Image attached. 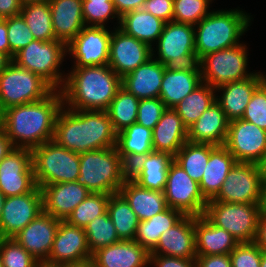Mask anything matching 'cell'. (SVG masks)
<instances>
[{
	"label": "cell",
	"mask_w": 266,
	"mask_h": 267,
	"mask_svg": "<svg viewBox=\"0 0 266 267\" xmlns=\"http://www.w3.org/2000/svg\"><path fill=\"white\" fill-rule=\"evenodd\" d=\"M62 106L60 90H53L36 102L11 106L1 112V130L14 148L33 150L53 140L56 117Z\"/></svg>",
	"instance_id": "cell-1"
},
{
	"label": "cell",
	"mask_w": 266,
	"mask_h": 267,
	"mask_svg": "<svg viewBox=\"0 0 266 267\" xmlns=\"http://www.w3.org/2000/svg\"><path fill=\"white\" fill-rule=\"evenodd\" d=\"M53 141L80 154L115 147L117 133L106 111L73 110L63 105L56 117Z\"/></svg>",
	"instance_id": "cell-2"
},
{
	"label": "cell",
	"mask_w": 266,
	"mask_h": 267,
	"mask_svg": "<svg viewBox=\"0 0 266 267\" xmlns=\"http://www.w3.org/2000/svg\"><path fill=\"white\" fill-rule=\"evenodd\" d=\"M65 77L63 105L73 110L106 111L122 87L121 77L109 65L73 67Z\"/></svg>",
	"instance_id": "cell-3"
},
{
	"label": "cell",
	"mask_w": 266,
	"mask_h": 267,
	"mask_svg": "<svg viewBox=\"0 0 266 267\" xmlns=\"http://www.w3.org/2000/svg\"><path fill=\"white\" fill-rule=\"evenodd\" d=\"M251 23L250 15L238 9L210 12L195 30V52L200 58L240 43L239 39ZM197 27V28H196Z\"/></svg>",
	"instance_id": "cell-4"
},
{
	"label": "cell",
	"mask_w": 266,
	"mask_h": 267,
	"mask_svg": "<svg viewBox=\"0 0 266 267\" xmlns=\"http://www.w3.org/2000/svg\"><path fill=\"white\" fill-rule=\"evenodd\" d=\"M80 168L76 182L91 193L115 194L128 177L117 147L91 150L79 154Z\"/></svg>",
	"instance_id": "cell-5"
},
{
	"label": "cell",
	"mask_w": 266,
	"mask_h": 267,
	"mask_svg": "<svg viewBox=\"0 0 266 267\" xmlns=\"http://www.w3.org/2000/svg\"><path fill=\"white\" fill-rule=\"evenodd\" d=\"M194 25L170 21L164 24L155 43L158 58L166 70L201 72V58L195 52Z\"/></svg>",
	"instance_id": "cell-6"
},
{
	"label": "cell",
	"mask_w": 266,
	"mask_h": 267,
	"mask_svg": "<svg viewBox=\"0 0 266 267\" xmlns=\"http://www.w3.org/2000/svg\"><path fill=\"white\" fill-rule=\"evenodd\" d=\"M36 186L76 181L79 175V154L55 141H47L32 150Z\"/></svg>",
	"instance_id": "cell-7"
},
{
	"label": "cell",
	"mask_w": 266,
	"mask_h": 267,
	"mask_svg": "<svg viewBox=\"0 0 266 267\" xmlns=\"http://www.w3.org/2000/svg\"><path fill=\"white\" fill-rule=\"evenodd\" d=\"M65 54L67 55V45L64 42L35 39L14 55L13 62L40 76L54 90H61L66 77L59 67Z\"/></svg>",
	"instance_id": "cell-8"
},
{
	"label": "cell",
	"mask_w": 266,
	"mask_h": 267,
	"mask_svg": "<svg viewBox=\"0 0 266 267\" xmlns=\"http://www.w3.org/2000/svg\"><path fill=\"white\" fill-rule=\"evenodd\" d=\"M204 215L232 234L238 243L255 241L261 215L259 204L208 201Z\"/></svg>",
	"instance_id": "cell-9"
},
{
	"label": "cell",
	"mask_w": 266,
	"mask_h": 267,
	"mask_svg": "<svg viewBox=\"0 0 266 267\" xmlns=\"http://www.w3.org/2000/svg\"><path fill=\"white\" fill-rule=\"evenodd\" d=\"M53 90L40 76L12 61L0 74V113L11 106L39 101Z\"/></svg>",
	"instance_id": "cell-10"
},
{
	"label": "cell",
	"mask_w": 266,
	"mask_h": 267,
	"mask_svg": "<svg viewBox=\"0 0 266 267\" xmlns=\"http://www.w3.org/2000/svg\"><path fill=\"white\" fill-rule=\"evenodd\" d=\"M247 47L243 43L232 48L209 53L201 58L202 82L213 88L244 80L255 74L248 73Z\"/></svg>",
	"instance_id": "cell-11"
},
{
	"label": "cell",
	"mask_w": 266,
	"mask_h": 267,
	"mask_svg": "<svg viewBox=\"0 0 266 267\" xmlns=\"http://www.w3.org/2000/svg\"><path fill=\"white\" fill-rule=\"evenodd\" d=\"M262 183L259 164L236 162L218 194L208 201L259 204Z\"/></svg>",
	"instance_id": "cell-12"
},
{
	"label": "cell",
	"mask_w": 266,
	"mask_h": 267,
	"mask_svg": "<svg viewBox=\"0 0 266 267\" xmlns=\"http://www.w3.org/2000/svg\"><path fill=\"white\" fill-rule=\"evenodd\" d=\"M164 195L167 206L184 215L197 217L205 213L208 201L201 194L199 183L191 179L175 161L168 169Z\"/></svg>",
	"instance_id": "cell-13"
},
{
	"label": "cell",
	"mask_w": 266,
	"mask_h": 267,
	"mask_svg": "<svg viewBox=\"0 0 266 267\" xmlns=\"http://www.w3.org/2000/svg\"><path fill=\"white\" fill-rule=\"evenodd\" d=\"M224 146L237 162L260 164L266 153V130L242 118L230 121Z\"/></svg>",
	"instance_id": "cell-14"
},
{
	"label": "cell",
	"mask_w": 266,
	"mask_h": 267,
	"mask_svg": "<svg viewBox=\"0 0 266 267\" xmlns=\"http://www.w3.org/2000/svg\"><path fill=\"white\" fill-rule=\"evenodd\" d=\"M35 187L32 150L13 148L0 161V190L9 197L27 194Z\"/></svg>",
	"instance_id": "cell-15"
},
{
	"label": "cell",
	"mask_w": 266,
	"mask_h": 267,
	"mask_svg": "<svg viewBox=\"0 0 266 267\" xmlns=\"http://www.w3.org/2000/svg\"><path fill=\"white\" fill-rule=\"evenodd\" d=\"M111 34L106 27L84 26L67 45L75 59L74 67L108 65Z\"/></svg>",
	"instance_id": "cell-16"
},
{
	"label": "cell",
	"mask_w": 266,
	"mask_h": 267,
	"mask_svg": "<svg viewBox=\"0 0 266 267\" xmlns=\"http://www.w3.org/2000/svg\"><path fill=\"white\" fill-rule=\"evenodd\" d=\"M43 211L41 189L6 197L0 218V238H13Z\"/></svg>",
	"instance_id": "cell-17"
},
{
	"label": "cell",
	"mask_w": 266,
	"mask_h": 267,
	"mask_svg": "<svg viewBox=\"0 0 266 267\" xmlns=\"http://www.w3.org/2000/svg\"><path fill=\"white\" fill-rule=\"evenodd\" d=\"M92 259L84 228L60 221L49 257L45 264L62 266Z\"/></svg>",
	"instance_id": "cell-18"
},
{
	"label": "cell",
	"mask_w": 266,
	"mask_h": 267,
	"mask_svg": "<svg viewBox=\"0 0 266 267\" xmlns=\"http://www.w3.org/2000/svg\"><path fill=\"white\" fill-rule=\"evenodd\" d=\"M152 57V48L145 42L125 34L118 27L112 31L109 67L121 78Z\"/></svg>",
	"instance_id": "cell-19"
},
{
	"label": "cell",
	"mask_w": 266,
	"mask_h": 267,
	"mask_svg": "<svg viewBox=\"0 0 266 267\" xmlns=\"http://www.w3.org/2000/svg\"><path fill=\"white\" fill-rule=\"evenodd\" d=\"M60 221L42 211L13 238L38 262L45 263L51 252Z\"/></svg>",
	"instance_id": "cell-20"
},
{
	"label": "cell",
	"mask_w": 266,
	"mask_h": 267,
	"mask_svg": "<svg viewBox=\"0 0 266 267\" xmlns=\"http://www.w3.org/2000/svg\"><path fill=\"white\" fill-rule=\"evenodd\" d=\"M42 193L43 211L65 221L72 211L91 193L76 181L39 187Z\"/></svg>",
	"instance_id": "cell-21"
},
{
	"label": "cell",
	"mask_w": 266,
	"mask_h": 267,
	"mask_svg": "<svg viewBox=\"0 0 266 267\" xmlns=\"http://www.w3.org/2000/svg\"><path fill=\"white\" fill-rule=\"evenodd\" d=\"M173 161L174 157L169 153L153 151L128 167V177L141 187L164 191L168 169Z\"/></svg>",
	"instance_id": "cell-22"
},
{
	"label": "cell",
	"mask_w": 266,
	"mask_h": 267,
	"mask_svg": "<svg viewBox=\"0 0 266 267\" xmlns=\"http://www.w3.org/2000/svg\"><path fill=\"white\" fill-rule=\"evenodd\" d=\"M265 80L266 75L256 72L249 78L230 82L215 89L222 91L220 96H216V101L229 121L242 118L253 93Z\"/></svg>",
	"instance_id": "cell-23"
},
{
	"label": "cell",
	"mask_w": 266,
	"mask_h": 267,
	"mask_svg": "<svg viewBox=\"0 0 266 267\" xmlns=\"http://www.w3.org/2000/svg\"><path fill=\"white\" fill-rule=\"evenodd\" d=\"M152 57L121 78L122 87L140 99L159 98L165 67ZM154 55V56H153Z\"/></svg>",
	"instance_id": "cell-24"
},
{
	"label": "cell",
	"mask_w": 266,
	"mask_h": 267,
	"mask_svg": "<svg viewBox=\"0 0 266 267\" xmlns=\"http://www.w3.org/2000/svg\"><path fill=\"white\" fill-rule=\"evenodd\" d=\"M149 254L196 258L194 216L185 215L172 228L164 231Z\"/></svg>",
	"instance_id": "cell-25"
},
{
	"label": "cell",
	"mask_w": 266,
	"mask_h": 267,
	"mask_svg": "<svg viewBox=\"0 0 266 267\" xmlns=\"http://www.w3.org/2000/svg\"><path fill=\"white\" fill-rule=\"evenodd\" d=\"M96 267H147L149 252L134 240H120L92 254Z\"/></svg>",
	"instance_id": "cell-26"
},
{
	"label": "cell",
	"mask_w": 266,
	"mask_h": 267,
	"mask_svg": "<svg viewBox=\"0 0 266 267\" xmlns=\"http://www.w3.org/2000/svg\"><path fill=\"white\" fill-rule=\"evenodd\" d=\"M229 122L221 106L215 101L187 129L188 142L222 146L227 138Z\"/></svg>",
	"instance_id": "cell-27"
},
{
	"label": "cell",
	"mask_w": 266,
	"mask_h": 267,
	"mask_svg": "<svg viewBox=\"0 0 266 267\" xmlns=\"http://www.w3.org/2000/svg\"><path fill=\"white\" fill-rule=\"evenodd\" d=\"M196 255L230 254L239 244L223 228L215 226L204 214L194 216Z\"/></svg>",
	"instance_id": "cell-28"
},
{
	"label": "cell",
	"mask_w": 266,
	"mask_h": 267,
	"mask_svg": "<svg viewBox=\"0 0 266 267\" xmlns=\"http://www.w3.org/2000/svg\"><path fill=\"white\" fill-rule=\"evenodd\" d=\"M49 6L55 38L68 45L85 26L82 0H50Z\"/></svg>",
	"instance_id": "cell-29"
},
{
	"label": "cell",
	"mask_w": 266,
	"mask_h": 267,
	"mask_svg": "<svg viewBox=\"0 0 266 267\" xmlns=\"http://www.w3.org/2000/svg\"><path fill=\"white\" fill-rule=\"evenodd\" d=\"M187 141L188 132L181 117L173 108H166L152 129L153 150L167 152L174 157Z\"/></svg>",
	"instance_id": "cell-30"
},
{
	"label": "cell",
	"mask_w": 266,
	"mask_h": 267,
	"mask_svg": "<svg viewBox=\"0 0 266 267\" xmlns=\"http://www.w3.org/2000/svg\"><path fill=\"white\" fill-rule=\"evenodd\" d=\"M119 193L129 203L130 208L137 215L139 221L149 220L168 207L164 191L141 187L129 177L124 181Z\"/></svg>",
	"instance_id": "cell-31"
},
{
	"label": "cell",
	"mask_w": 266,
	"mask_h": 267,
	"mask_svg": "<svg viewBox=\"0 0 266 267\" xmlns=\"http://www.w3.org/2000/svg\"><path fill=\"white\" fill-rule=\"evenodd\" d=\"M237 161L233 155L222 146H216L211 152L199 183L201 194L208 201L220 191L228 173Z\"/></svg>",
	"instance_id": "cell-32"
},
{
	"label": "cell",
	"mask_w": 266,
	"mask_h": 267,
	"mask_svg": "<svg viewBox=\"0 0 266 267\" xmlns=\"http://www.w3.org/2000/svg\"><path fill=\"white\" fill-rule=\"evenodd\" d=\"M116 147L129 167L138 158L153 152L152 129L135 122L117 134Z\"/></svg>",
	"instance_id": "cell-33"
},
{
	"label": "cell",
	"mask_w": 266,
	"mask_h": 267,
	"mask_svg": "<svg viewBox=\"0 0 266 267\" xmlns=\"http://www.w3.org/2000/svg\"><path fill=\"white\" fill-rule=\"evenodd\" d=\"M165 22L144 9L132 10L120 17L118 28L125 34L145 42L152 48V43L159 39Z\"/></svg>",
	"instance_id": "cell-34"
},
{
	"label": "cell",
	"mask_w": 266,
	"mask_h": 267,
	"mask_svg": "<svg viewBox=\"0 0 266 267\" xmlns=\"http://www.w3.org/2000/svg\"><path fill=\"white\" fill-rule=\"evenodd\" d=\"M201 83V72L165 69L159 98L167 108H174Z\"/></svg>",
	"instance_id": "cell-35"
},
{
	"label": "cell",
	"mask_w": 266,
	"mask_h": 267,
	"mask_svg": "<svg viewBox=\"0 0 266 267\" xmlns=\"http://www.w3.org/2000/svg\"><path fill=\"white\" fill-rule=\"evenodd\" d=\"M184 216L181 211L167 207L149 220L139 221L134 241L150 253L158 244L161 234L172 228Z\"/></svg>",
	"instance_id": "cell-36"
},
{
	"label": "cell",
	"mask_w": 266,
	"mask_h": 267,
	"mask_svg": "<svg viewBox=\"0 0 266 267\" xmlns=\"http://www.w3.org/2000/svg\"><path fill=\"white\" fill-rule=\"evenodd\" d=\"M215 92V88L202 82L173 108L187 129L216 101Z\"/></svg>",
	"instance_id": "cell-37"
},
{
	"label": "cell",
	"mask_w": 266,
	"mask_h": 267,
	"mask_svg": "<svg viewBox=\"0 0 266 267\" xmlns=\"http://www.w3.org/2000/svg\"><path fill=\"white\" fill-rule=\"evenodd\" d=\"M107 212L116 228L118 237L121 240H134L139 219L120 193L110 195Z\"/></svg>",
	"instance_id": "cell-38"
},
{
	"label": "cell",
	"mask_w": 266,
	"mask_h": 267,
	"mask_svg": "<svg viewBox=\"0 0 266 267\" xmlns=\"http://www.w3.org/2000/svg\"><path fill=\"white\" fill-rule=\"evenodd\" d=\"M212 144L186 142L174 156V161L179 164L191 179L200 183L210 152L215 148Z\"/></svg>",
	"instance_id": "cell-39"
},
{
	"label": "cell",
	"mask_w": 266,
	"mask_h": 267,
	"mask_svg": "<svg viewBox=\"0 0 266 267\" xmlns=\"http://www.w3.org/2000/svg\"><path fill=\"white\" fill-rule=\"evenodd\" d=\"M139 102L137 97L123 87L117 91L106 110L117 134L137 121Z\"/></svg>",
	"instance_id": "cell-40"
},
{
	"label": "cell",
	"mask_w": 266,
	"mask_h": 267,
	"mask_svg": "<svg viewBox=\"0 0 266 267\" xmlns=\"http://www.w3.org/2000/svg\"><path fill=\"white\" fill-rule=\"evenodd\" d=\"M20 15L23 17L36 40H56L52 27L49 2L23 5Z\"/></svg>",
	"instance_id": "cell-41"
},
{
	"label": "cell",
	"mask_w": 266,
	"mask_h": 267,
	"mask_svg": "<svg viewBox=\"0 0 266 267\" xmlns=\"http://www.w3.org/2000/svg\"><path fill=\"white\" fill-rule=\"evenodd\" d=\"M111 194L90 193L65 220L72 226L85 228L96 217L107 212Z\"/></svg>",
	"instance_id": "cell-42"
},
{
	"label": "cell",
	"mask_w": 266,
	"mask_h": 267,
	"mask_svg": "<svg viewBox=\"0 0 266 267\" xmlns=\"http://www.w3.org/2000/svg\"><path fill=\"white\" fill-rule=\"evenodd\" d=\"M84 230L91 254L100 248L115 244L121 240L108 212L96 217Z\"/></svg>",
	"instance_id": "cell-43"
},
{
	"label": "cell",
	"mask_w": 266,
	"mask_h": 267,
	"mask_svg": "<svg viewBox=\"0 0 266 267\" xmlns=\"http://www.w3.org/2000/svg\"><path fill=\"white\" fill-rule=\"evenodd\" d=\"M82 11L85 26L105 27V22L115 19L120 23V16L116 12L112 0H82Z\"/></svg>",
	"instance_id": "cell-44"
},
{
	"label": "cell",
	"mask_w": 266,
	"mask_h": 267,
	"mask_svg": "<svg viewBox=\"0 0 266 267\" xmlns=\"http://www.w3.org/2000/svg\"><path fill=\"white\" fill-rule=\"evenodd\" d=\"M0 254L4 267H38V262L14 238H0Z\"/></svg>",
	"instance_id": "cell-45"
},
{
	"label": "cell",
	"mask_w": 266,
	"mask_h": 267,
	"mask_svg": "<svg viewBox=\"0 0 266 267\" xmlns=\"http://www.w3.org/2000/svg\"><path fill=\"white\" fill-rule=\"evenodd\" d=\"M213 0H174L173 21L198 24L209 12V4Z\"/></svg>",
	"instance_id": "cell-46"
},
{
	"label": "cell",
	"mask_w": 266,
	"mask_h": 267,
	"mask_svg": "<svg viewBox=\"0 0 266 267\" xmlns=\"http://www.w3.org/2000/svg\"><path fill=\"white\" fill-rule=\"evenodd\" d=\"M4 19L7 23L10 57L13 59L14 55L35 40V37L21 15Z\"/></svg>",
	"instance_id": "cell-47"
},
{
	"label": "cell",
	"mask_w": 266,
	"mask_h": 267,
	"mask_svg": "<svg viewBox=\"0 0 266 267\" xmlns=\"http://www.w3.org/2000/svg\"><path fill=\"white\" fill-rule=\"evenodd\" d=\"M242 119L266 130V80L253 93Z\"/></svg>",
	"instance_id": "cell-48"
},
{
	"label": "cell",
	"mask_w": 266,
	"mask_h": 267,
	"mask_svg": "<svg viewBox=\"0 0 266 267\" xmlns=\"http://www.w3.org/2000/svg\"><path fill=\"white\" fill-rule=\"evenodd\" d=\"M232 267H260L262 249L255 243H239L229 254Z\"/></svg>",
	"instance_id": "cell-49"
},
{
	"label": "cell",
	"mask_w": 266,
	"mask_h": 267,
	"mask_svg": "<svg viewBox=\"0 0 266 267\" xmlns=\"http://www.w3.org/2000/svg\"><path fill=\"white\" fill-rule=\"evenodd\" d=\"M166 108L160 98L140 99L136 122L148 129H153Z\"/></svg>",
	"instance_id": "cell-50"
},
{
	"label": "cell",
	"mask_w": 266,
	"mask_h": 267,
	"mask_svg": "<svg viewBox=\"0 0 266 267\" xmlns=\"http://www.w3.org/2000/svg\"><path fill=\"white\" fill-rule=\"evenodd\" d=\"M174 0H146L142 9L163 20L173 21Z\"/></svg>",
	"instance_id": "cell-51"
},
{
	"label": "cell",
	"mask_w": 266,
	"mask_h": 267,
	"mask_svg": "<svg viewBox=\"0 0 266 267\" xmlns=\"http://www.w3.org/2000/svg\"><path fill=\"white\" fill-rule=\"evenodd\" d=\"M149 265L153 267H196V258L149 254Z\"/></svg>",
	"instance_id": "cell-52"
},
{
	"label": "cell",
	"mask_w": 266,
	"mask_h": 267,
	"mask_svg": "<svg viewBox=\"0 0 266 267\" xmlns=\"http://www.w3.org/2000/svg\"><path fill=\"white\" fill-rule=\"evenodd\" d=\"M196 267H232L229 254L197 255Z\"/></svg>",
	"instance_id": "cell-53"
},
{
	"label": "cell",
	"mask_w": 266,
	"mask_h": 267,
	"mask_svg": "<svg viewBox=\"0 0 266 267\" xmlns=\"http://www.w3.org/2000/svg\"><path fill=\"white\" fill-rule=\"evenodd\" d=\"M20 0H0V19L20 15Z\"/></svg>",
	"instance_id": "cell-54"
},
{
	"label": "cell",
	"mask_w": 266,
	"mask_h": 267,
	"mask_svg": "<svg viewBox=\"0 0 266 267\" xmlns=\"http://www.w3.org/2000/svg\"><path fill=\"white\" fill-rule=\"evenodd\" d=\"M116 9V12L121 17L123 14L132 11L142 9L146 0H112Z\"/></svg>",
	"instance_id": "cell-55"
},
{
	"label": "cell",
	"mask_w": 266,
	"mask_h": 267,
	"mask_svg": "<svg viewBox=\"0 0 266 267\" xmlns=\"http://www.w3.org/2000/svg\"><path fill=\"white\" fill-rule=\"evenodd\" d=\"M263 251H266V216H260L257 234L254 241Z\"/></svg>",
	"instance_id": "cell-56"
},
{
	"label": "cell",
	"mask_w": 266,
	"mask_h": 267,
	"mask_svg": "<svg viewBox=\"0 0 266 267\" xmlns=\"http://www.w3.org/2000/svg\"><path fill=\"white\" fill-rule=\"evenodd\" d=\"M0 52L10 56V46L7 36V23L5 19H0Z\"/></svg>",
	"instance_id": "cell-57"
},
{
	"label": "cell",
	"mask_w": 266,
	"mask_h": 267,
	"mask_svg": "<svg viewBox=\"0 0 266 267\" xmlns=\"http://www.w3.org/2000/svg\"><path fill=\"white\" fill-rule=\"evenodd\" d=\"M13 148L14 146L11 143V140L2 130H0V161L4 159Z\"/></svg>",
	"instance_id": "cell-58"
},
{
	"label": "cell",
	"mask_w": 266,
	"mask_h": 267,
	"mask_svg": "<svg viewBox=\"0 0 266 267\" xmlns=\"http://www.w3.org/2000/svg\"><path fill=\"white\" fill-rule=\"evenodd\" d=\"M260 216H266V180H263L259 202Z\"/></svg>",
	"instance_id": "cell-59"
},
{
	"label": "cell",
	"mask_w": 266,
	"mask_h": 267,
	"mask_svg": "<svg viewBox=\"0 0 266 267\" xmlns=\"http://www.w3.org/2000/svg\"><path fill=\"white\" fill-rule=\"evenodd\" d=\"M13 59L8 55L0 52V74L9 66Z\"/></svg>",
	"instance_id": "cell-60"
},
{
	"label": "cell",
	"mask_w": 266,
	"mask_h": 267,
	"mask_svg": "<svg viewBox=\"0 0 266 267\" xmlns=\"http://www.w3.org/2000/svg\"><path fill=\"white\" fill-rule=\"evenodd\" d=\"M63 267H96L92 260L77 263V264H70V265H63Z\"/></svg>",
	"instance_id": "cell-61"
},
{
	"label": "cell",
	"mask_w": 266,
	"mask_h": 267,
	"mask_svg": "<svg viewBox=\"0 0 266 267\" xmlns=\"http://www.w3.org/2000/svg\"><path fill=\"white\" fill-rule=\"evenodd\" d=\"M259 165H260L263 180H266V153H265V156L262 162Z\"/></svg>",
	"instance_id": "cell-62"
},
{
	"label": "cell",
	"mask_w": 266,
	"mask_h": 267,
	"mask_svg": "<svg viewBox=\"0 0 266 267\" xmlns=\"http://www.w3.org/2000/svg\"><path fill=\"white\" fill-rule=\"evenodd\" d=\"M50 0H20L21 5L31 4V3H38V2H49Z\"/></svg>",
	"instance_id": "cell-63"
},
{
	"label": "cell",
	"mask_w": 266,
	"mask_h": 267,
	"mask_svg": "<svg viewBox=\"0 0 266 267\" xmlns=\"http://www.w3.org/2000/svg\"><path fill=\"white\" fill-rule=\"evenodd\" d=\"M5 199H6L5 195L0 190V218H1V215H2V210H3Z\"/></svg>",
	"instance_id": "cell-64"
},
{
	"label": "cell",
	"mask_w": 266,
	"mask_h": 267,
	"mask_svg": "<svg viewBox=\"0 0 266 267\" xmlns=\"http://www.w3.org/2000/svg\"><path fill=\"white\" fill-rule=\"evenodd\" d=\"M260 267H266V251L262 250Z\"/></svg>",
	"instance_id": "cell-65"
},
{
	"label": "cell",
	"mask_w": 266,
	"mask_h": 267,
	"mask_svg": "<svg viewBox=\"0 0 266 267\" xmlns=\"http://www.w3.org/2000/svg\"><path fill=\"white\" fill-rule=\"evenodd\" d=\"M38 267H63V265H62V266H51V265H47V264H45V263H40V264L38 265Z\"/></svg>",
	"instance_id": "cell-66"
},
{
	"label": "cell",
	"mask_w": 266,
	"mask_h": 267,
	"mask_svg": "<svg viewBox=\"0 0 266 267\" xmlns=\"http://www.w3.org/2000/svg\"><path fill=\"white\" fill-rule=\"evenodd\" d=\"M0 267H4V266H3V262H2L1 254H0Z\"/></svg>",
	"instance_id": "cell-67"
}]
</instances>
